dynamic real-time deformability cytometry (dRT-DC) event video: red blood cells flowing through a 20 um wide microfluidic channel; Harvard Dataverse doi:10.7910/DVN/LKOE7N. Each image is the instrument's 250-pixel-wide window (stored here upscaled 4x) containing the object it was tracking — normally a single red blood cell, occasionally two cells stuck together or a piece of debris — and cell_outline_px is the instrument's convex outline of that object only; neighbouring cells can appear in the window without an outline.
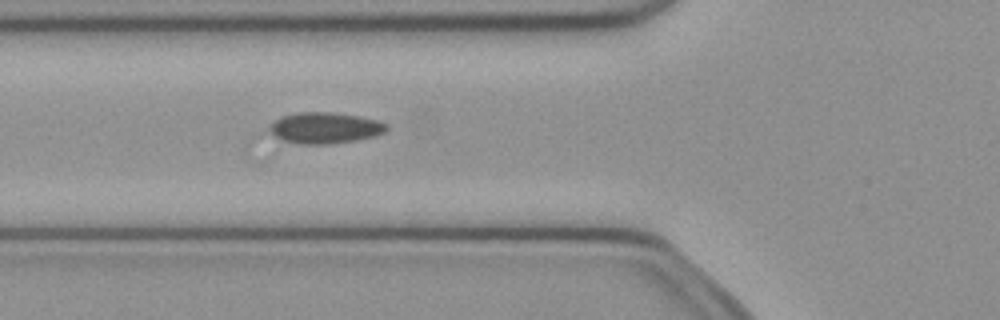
{"species": "common noctule bat (a hibernating species)", "species_latin": "Nyctalus noctula", "temperature_condition": "cold", "stored_images_in_passage": 9, "camera_frame_rate_fps": 3000, "um_per_image_px": 0.085, "animal": {"sex": "female", "body_mass_g": 21.9}, "frame": {"image": 1, "passage_image": 4, "time_ms": 1.0, "image_size_px": [1000, 320], "cell_outline_px": [[388, 128], [384, 132], [376, 136], [356, 140], [328, 144], [300, 144], [284, 140], [276, 136], [272, 132], [272, 124], [280, 116], [300, 112], [328, 112], [360, 116], [376, 120], [388, 124]], "centroid_in_image_um": [27.68, 10.87], "position_along_channel_um": 98.1, "area_um2": 20.92}}